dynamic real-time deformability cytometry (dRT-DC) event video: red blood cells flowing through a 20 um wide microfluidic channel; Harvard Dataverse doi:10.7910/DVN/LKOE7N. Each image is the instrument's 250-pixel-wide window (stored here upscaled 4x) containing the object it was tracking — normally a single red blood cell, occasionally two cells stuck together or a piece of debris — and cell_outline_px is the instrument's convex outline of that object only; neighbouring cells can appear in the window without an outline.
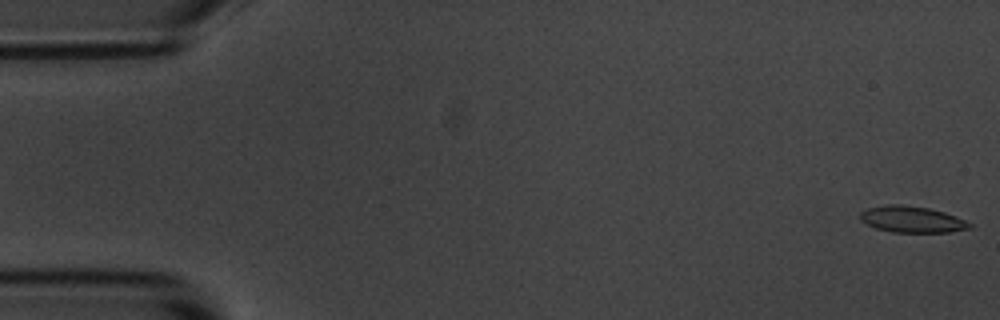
{"species": "common noctule bat (a hibernating species)", "species_latin": "Nyctalus noctula", "temperature_condition": "room temperature", "stored_images_in_passage": 5, "segment_of_instrument_passage": [1, 2], "camera_frame_rate_fps": 3000, "um_per_image_px": 0.085, "animal": {"sex": "male", "body_mass_g": 20.1, "forearm_length_mm": 53.5}, "frame": {"image": 1, "passage_image": 1, "time_ms": 0.0, "image_size_px": [1000, 320], "cell_outline_px": [[972, 228], [948, 232], [892, 232], [876, 228], [860, 220], [860, 212], [868, 208], [888, 204], [900, 204], [928, 208], [944, 212], [956, 216], [972, 224]], "centroid_in_image_um": [77.51, 18.64], "position_along_channel_um": 7.5, "area_um2": 16.7}}